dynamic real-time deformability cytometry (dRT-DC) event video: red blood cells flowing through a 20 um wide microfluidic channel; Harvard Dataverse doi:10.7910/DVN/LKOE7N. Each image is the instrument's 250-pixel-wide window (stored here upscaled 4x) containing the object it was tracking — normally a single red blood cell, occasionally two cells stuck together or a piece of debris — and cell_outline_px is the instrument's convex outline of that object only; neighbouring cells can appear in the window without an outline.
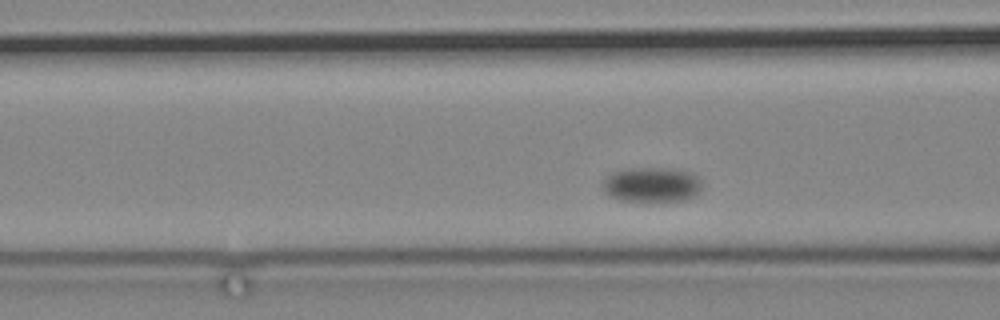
{"species": "common noctule bat (a hibernating species)", "species_latin": "Nyctalus noctula", "temperature_condition": "cold", "stored_images_in_passage": 55, "camera_frame_rate_fps": 3000, "um_per_image_px": 0.085, "animal": {"sex": "male", "body_mass_g": 19.2, "forearm_length_mm": 51.8}, "frame": {"image": 1, "passage_image": 8, "time_ms": 2.333, "image_size_px": [1000, 320], "cell_outline_px": [[700, 192], [688, 200], [620, 200], [608, 196], [604, 192], [600, 184], [612, 172], [632, 168], [676, 168], [692, 172], [700, 180]], "centroid_in_image_um": [55.39, 15.68], "position_along_channel_um": 111.2, "area_um2": 20.23}}
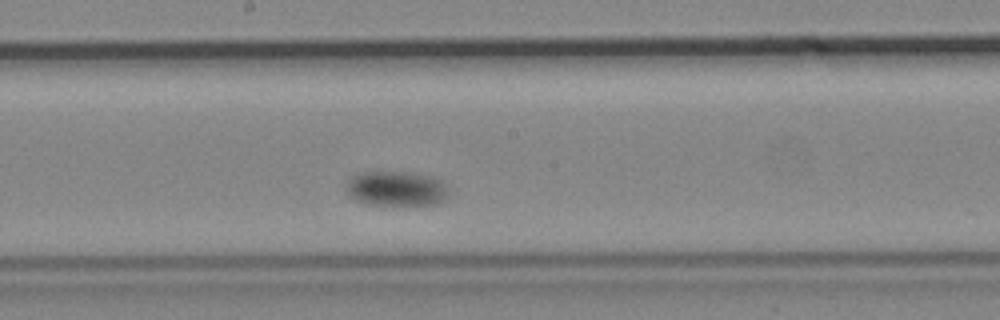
{"frame": {"image": 2, "passage_image": 20, "time_ms": 6.333, "image_size_px": [1000, 320], "cell_outline_px": [[448, 196], [444, 200], [436, 204], [368, 204], [356, 200], [348, 196], [344, 188], [348, 180], [352, 176], [360, 172], [412, 172], [436, 176], [444, 184], [448, 192]], "centroid_in_image_um": [33.66, 16.01], "position_along_channel_um": 214.5, "area_um2": 20.98}}
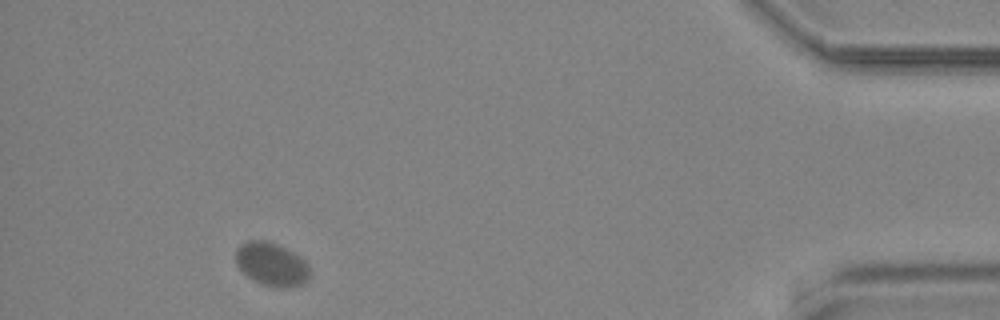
{"frame": {"image": 3, "passage_image": 49, "time_ms": 16.0, "image_size_px": [1000, 320], "cell_outline_px": [[308, 280], [300, 284], [288, 288], [280, 288], [264, 284], [248, 276], [236, 264], [236, 248], [240, 244], [248, 240], [268, 240], [300, 256], [308, 264]], "centroid_in_image_um": [23.07, 22.44], "position_along_channel_um": 412.1, "area_um2": 18.44}}